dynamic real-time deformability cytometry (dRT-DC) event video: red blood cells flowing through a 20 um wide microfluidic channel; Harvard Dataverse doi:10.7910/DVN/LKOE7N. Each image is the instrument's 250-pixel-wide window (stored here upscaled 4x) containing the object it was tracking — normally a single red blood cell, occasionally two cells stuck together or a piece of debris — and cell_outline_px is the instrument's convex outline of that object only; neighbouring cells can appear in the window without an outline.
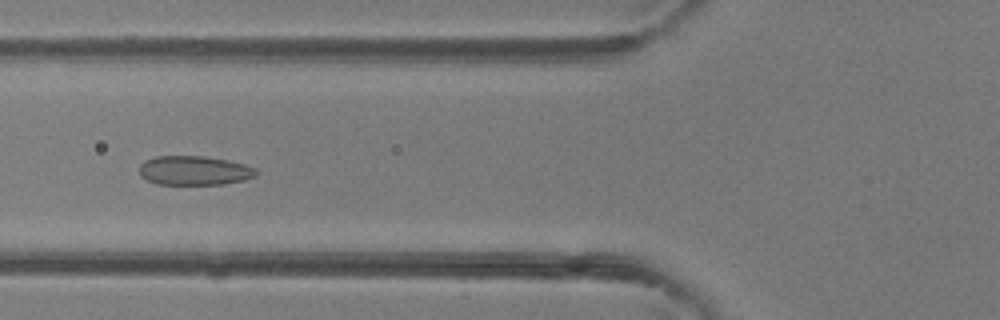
{"species": "common noctule bat (a hibernating species)", "species_latin": "Nyctalus noctula", "temperature_condition": "room temperature", "stored_images_in_passage": 45, "camera_frame_rate_fps": 3000, "um_per_image_px": 0.085, "animal": {"sex": "female"}, "frame": {"image": 1, "passage_image": 17, "time_ms": 5.333, "image_size_px": [1000, 320], "cell_outline_px": [[256, 176], [244, 180], [224, 184], [156, 184], [140, 176], [140, 164], [144, 160], [156, 156], [204, 156], [228, 160], [244, 164], [256, 168]], "centroid_in_image_um": [16.51, 14.49], "position_along_channel_um": 109.3, "area_um2": 19.94}}
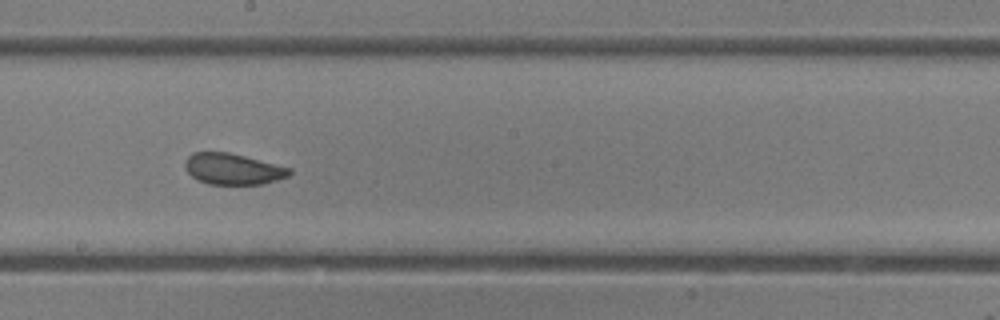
{"frame": {"image": 2, "passage_image": 25, "time_ms": 8.0, "image_size_px": [1000, 320], "cell_outline_px": [[292, 172], [288, 176], [264, 184], [208, 184], [192, 176], [184, 168], [184, 164], [188, 156], [192, 152], [228, 152], [292, 168]], "centroid_in_image_um": [19.8, 14.36], "position_along_channel_um": 228.4, "area_um2": 18.84}}
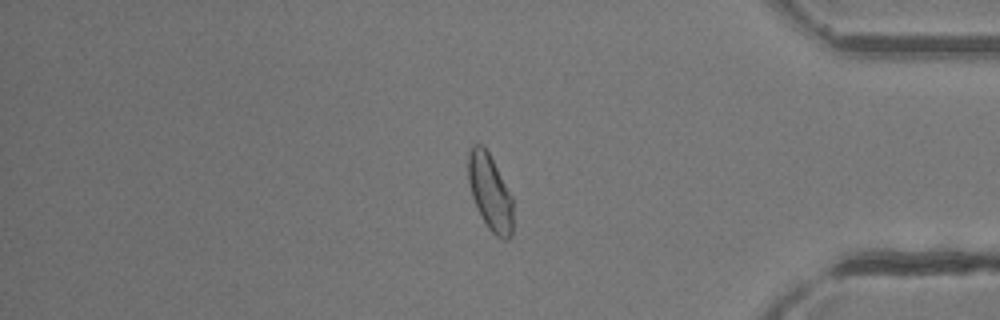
{"frame": {"image": 3, "passage_image": 38, "time_ms": 12.333, "image_size_px": [1000, 320], "cell_outline_px": [[512, 236], [508, 240], [504, 240], [496, 236], [488, 228], [472, 196], [468, 180], [468, 152], [472, 144], [484, 144], [512, 196]], "centroid_in_image_um": [41.65, 16.32], "position_along_channel_um": 393.5, "area_um2": 19.77}, "authors_computed_cell_mechanics": {"area_um2": 20.23, "velocity_mm_per_s": 4.4569, "shape_relaxation_time_tau1_ms": null, "shape_relaxation_time_tau2_ms": 0.8023, "deformation_change_tau1": null, "deformation_change_tau2": 0.0659}}